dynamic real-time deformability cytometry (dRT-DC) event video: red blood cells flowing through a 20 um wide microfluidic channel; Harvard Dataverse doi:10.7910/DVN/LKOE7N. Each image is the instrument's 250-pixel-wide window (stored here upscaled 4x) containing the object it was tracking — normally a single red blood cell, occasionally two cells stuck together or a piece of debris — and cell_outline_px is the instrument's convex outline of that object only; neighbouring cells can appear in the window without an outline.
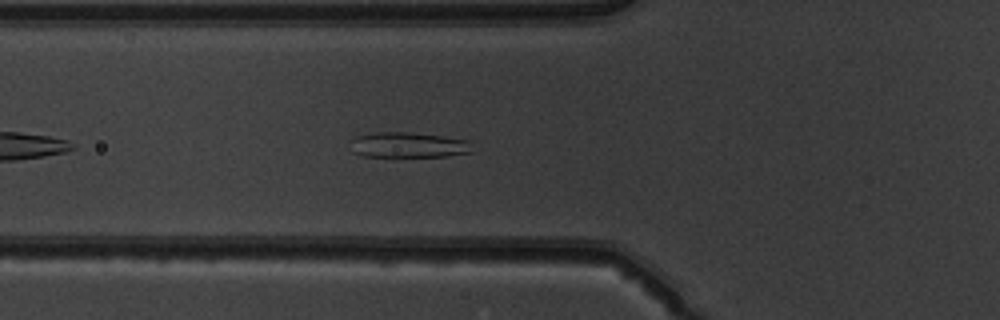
{"species": "common noctule bat (a hibernating species)", "species_latin": "Nyctalus noctula", "temperature_condition": "warm", "stored_images_in_passage": 37, "camera_frame_rate_fps": 3000, "um_per_image_px": 0.085, "animal": {"sex": "male", "body_mass_g": 19.5, "forearm_length_mm": 54.6}, "frame": {"image": 1, "passage_image": 5, "time_ms": 1.333, "image_size_px": [1000, 320], "cell_outline_px": [[472, 152], [448, 156], [364, 156], [352, 152], [348, 140], [356, 136], [376, 132], [408, 132], [440, 136], [468, 140]], "centroid_in_image_um": [34.63, 12.32], "position_along_channel_um": 91.2, "area_um2": 17.98}}
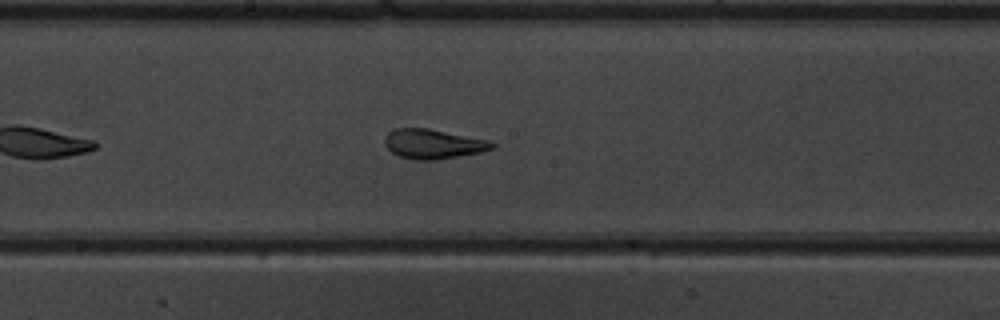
{"frame": {"image": 2, "passage_image": 14, "time_ms": 4.333, "image_size_px": [1000, 320], "cell_outline_px": [[496, 148], [480, 152], [436, 160], [416, 160], [400, 156], [392, 152], [384, 144], [384, 136], [392, 128], [428, 128], [488, 140], [496, 144]], "centroid_in_image_um": [36.8, 12.23], "position_along_channel_um": 211.4, "area_um2": 18.55}}
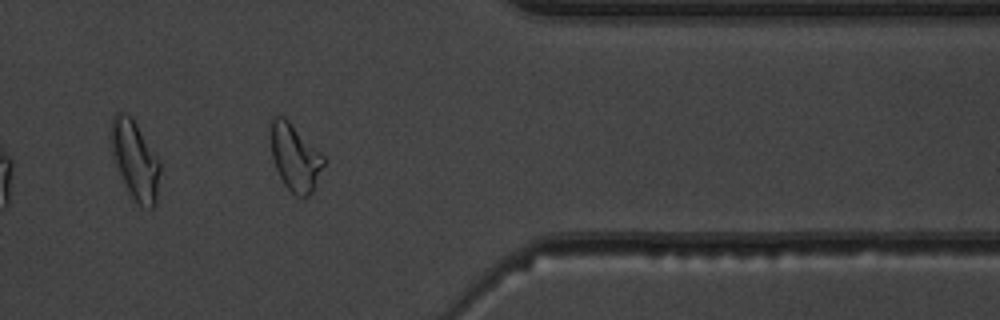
{"frame": {"image": 3, "passage_image": 28, "time_ms": 9.0, "image_size_px": [1000, 320], "cell_outline_px": [[324, 164], [312, 192], [308, 196], [296, 196], [284, 184], [276, 168], [272, 156], [268, 124], [272, 116], [284, 116], [324, 156]], "centroid_in_image_um": [25.03, 13.33], "position_along_channel_um": 386.4, "area_um2": 20.58}, "authors_computed_cell_mechanics": {"area_um2": 18.5538, "velocity_mm_per_s": 3.9992, "shape_relaxation_time_tau1_ms": 6.6273, "shape_relaxation_time_tau2_ms": 1.5838, "deformation_change_tau1": 0.188, "deformation_change_tau2": 0.0843}}